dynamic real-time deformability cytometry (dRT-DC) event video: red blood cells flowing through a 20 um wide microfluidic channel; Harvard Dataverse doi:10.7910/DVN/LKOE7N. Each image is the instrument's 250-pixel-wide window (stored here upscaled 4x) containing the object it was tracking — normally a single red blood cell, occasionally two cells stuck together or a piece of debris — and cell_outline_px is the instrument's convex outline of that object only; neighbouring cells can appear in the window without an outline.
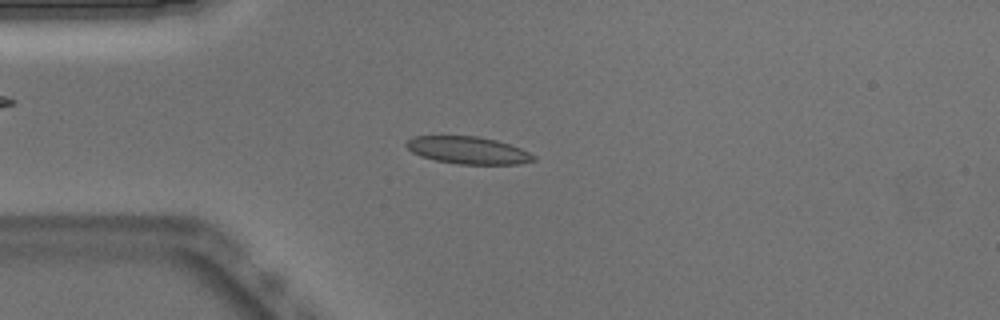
{"species": "Egyptian fruit bat (a non-hibernating species)", "species_latin": "Rousettus aegyptiacus", "temperature_condition": "warm", "stored_images_in_passage": 50, "camera_frame_rate_fps": 3000, "um_per_image_px": 0.085, "animal": {"sex": "male"}, "frame": {"image": 1, "passage_image": 12, "time_ms": 3.667, "image_size_px": [1000, 320], "cell_outline_px": [[536, 160], [516, 164], [460, 164], [436, 160], [420, 156], [412, 152], [404, 144], [412, 136], [476, 136], [496, 140], [520, 148], [536, 156]], "centroid_in_image_um": [39.76, 12.77], "position_along_channel_um": 45.2, "area_um2": 20.11}}
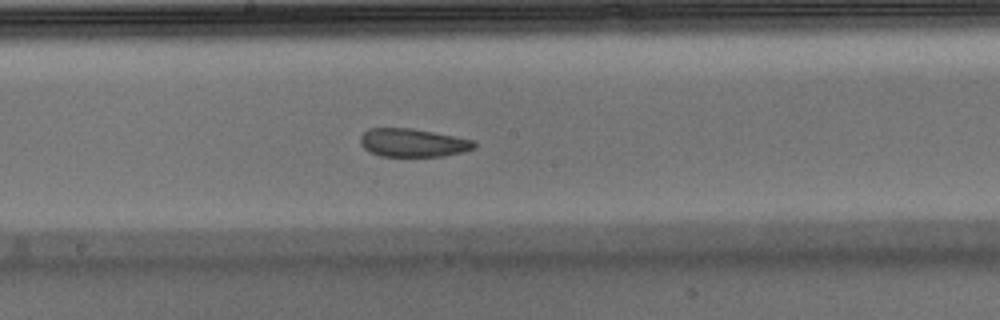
{"frame": {"image": 2, "passage_image": 26, "time_ms": 8.333, "image_size_px": [1000, 320], "cell_outline_px": [[476, 148], [464, 152], [444, 156], [380, 156], [368, 152], [360, 144], [360, 136], [368, 128], [412, 128], [472, 140], [476, 144]], "centroid_in_image_um": [35.06, 12.14], "position_along_channel_um": 213.1, "area_um2": 18.79}}
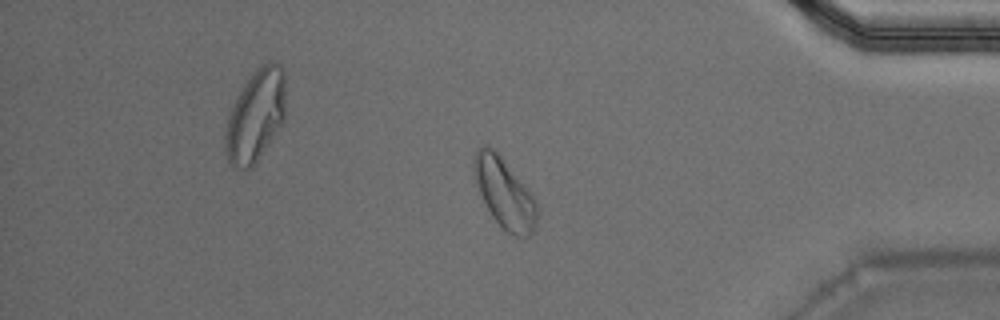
{"frame": {"image": 3, "passage_image": 42, "time_ms": 13.667, "image_size_px": [1000, 320], "cell_outline_px": [[536, 224], [532, 232], [528, 236], [516, 236], [508, 232], [492, 216], [480, 192], [472, 172], [472, 168], [476, 148], [484, 144], [488, 144], [500, 156], [536, 200]], "centroid_in_image_um": [42.84, 16.38], "position_along_channel_um": 392.4, "area_um2": 24.97}, "authors_computed_cell_mechanics": {"area_um2": 20.3456, "velocity_mm_per_s": 3.8868, "shape_relaxation_time_tau1_ms": null, "shape_relaxation_time_tau2_ms": 2.2772, "deformation_change_tau1": null, "deformation_change_tau2": 0.0854}}